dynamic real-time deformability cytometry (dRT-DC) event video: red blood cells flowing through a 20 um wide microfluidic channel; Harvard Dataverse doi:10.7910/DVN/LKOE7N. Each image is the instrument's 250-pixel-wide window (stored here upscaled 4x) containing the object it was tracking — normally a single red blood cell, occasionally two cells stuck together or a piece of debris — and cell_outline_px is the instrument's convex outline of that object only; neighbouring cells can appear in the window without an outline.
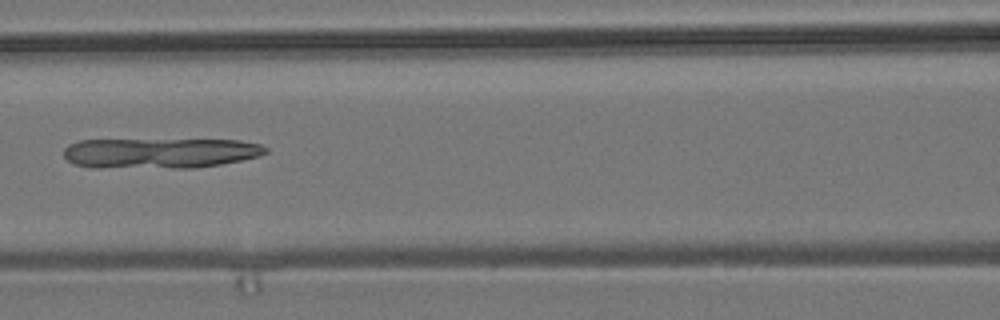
{"species": "common noctule bat (a hibernating species)", "species_latin": "Nyctalus noctula", "temperature_condition": "room temperature", "stored_images_in_passage": 8, "camera_frame_rate_fps": 3000, "um_per_image_px": 0.085, "animal": {"sex": "male", "body_mass_g": 19.2, "forearm_length_mm": 51.8}, "frame": {"image": 1, "passage_image": 7, "time_ms": 7.0, "image_size_px": [1000, 320], "cell_outline_px": [[268, 152], [260, 156], [220, 164], [196, 168], [88, 168], [76, 164], [68, 160], [64, 156], [64, 148], [68, 144], [80, 140], [240, 140], [260, 144], [268, 148]], "centroid_in_image_um": [13.58, 13.02], "position_along_channel_um": 153.0, "area_um2": 36.01}}
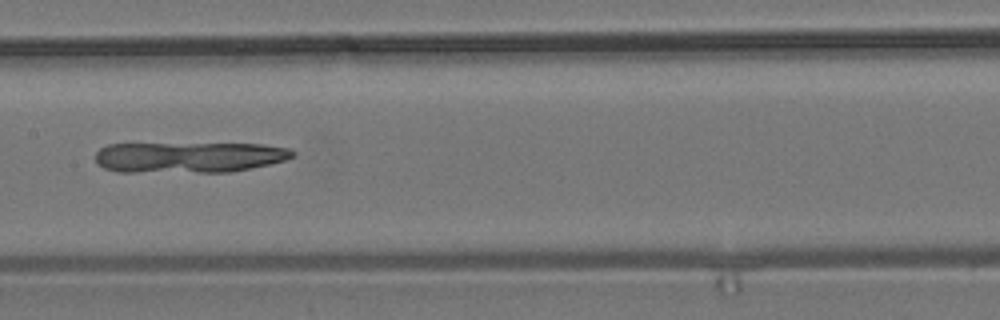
{"frame": {"image": 2, "passage_image": 8, "time_ms": 8.0, "image_size_px": [1000, 320], "cell_outline_px": [[296, 156], [284, 160], [268, 164], [228, 172], [116, 172], [104, 168], [96, 164], [96, 152], [100, 148], [108, 144], [260, 144], [288, 148], [296, 152]], "centroid_in_image_um": [16.02, 13.37], "position_along_channel_um": 191.4, "area_um2": 35.37}}